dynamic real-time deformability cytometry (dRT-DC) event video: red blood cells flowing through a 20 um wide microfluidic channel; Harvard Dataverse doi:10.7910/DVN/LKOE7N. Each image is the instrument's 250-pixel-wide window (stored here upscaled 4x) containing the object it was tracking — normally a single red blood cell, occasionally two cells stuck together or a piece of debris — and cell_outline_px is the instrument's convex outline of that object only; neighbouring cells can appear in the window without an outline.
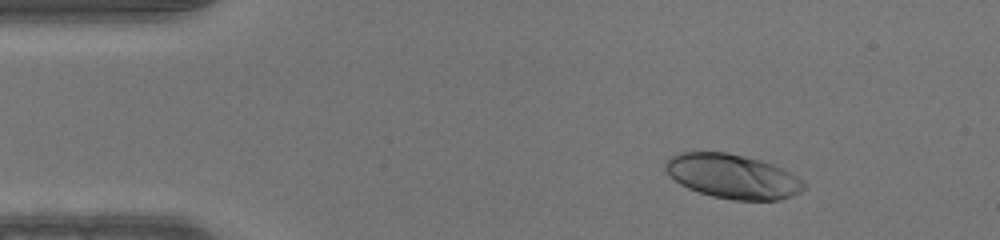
{"species": "human", "species_latin": "Homo sapiens", "temperature_condition": "warm", "stored_images_in_passage": 41, "camera_frame_rate_fps": 3000, "um_per_image_px": 0.085, "donor": {"sex": "male"}, "frame": {"image": 1, "passage_image": 1, "time_ms": 0.0, "image_size_px": [1000, 240], "cell_outline_px": [[808, 184], [800, 192], [792, 196], [780, 200], [732, 200], [712, 196], [688, 188], [680, 184], [664, 168], [664, 164], [668, 156], [680, 152], [728, 152], [760, 160], [784, 168], [804, 180]], "centroid_in_image_um": [62.3, 14.98], "position_along_channel_um": 22.7, "area_um2": 36.01}}
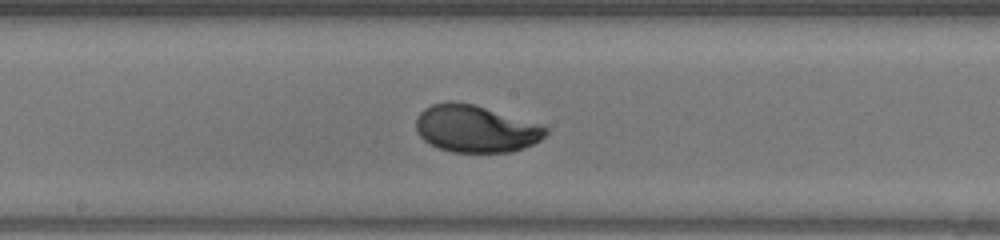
{"frame": {"image": 2, "passage_image": 19, "time_ms": 6.0, "image_size_px": [1000, 240], "cell_outline_px": [[548, 132], [540, 140], [532, 144], [512, 152], [452, 152], [440, 148], [424, 140], [416, 132], [416, 116], [424, 108], [432, 104], [448, 100], [452, 100], [472, 104], [540, 124], [548, 128]], "centroid_in_image_um": [40.4, 10.93], "position_along_channel_um": 207.8, "area_um2": 35.55}}
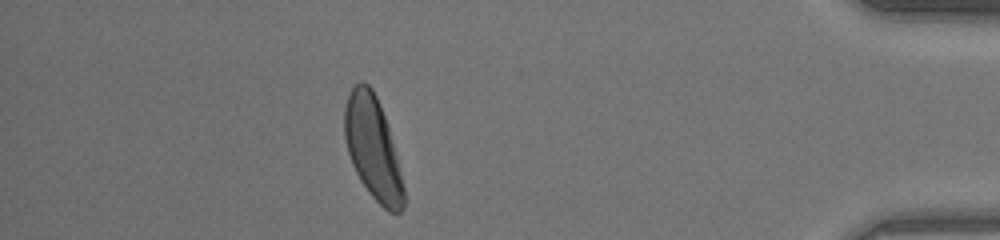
{"frame": {"image": 3, "passage_image": 36, "time_ms": 11.667, "image_size_px": [1000, 240], "cell_outline_px": [[404, 208], [400, 212], [388, 212], [368, 192], [360, 180], [352, 164], [348, 152], [344, 136], [344, 108], [348, 92], [360, 80], [364, 80], [372, 88], [380, 104], [388, 124], [404, 188]], "centroid_in_image_um": [31.67, 12.54], "position_along_channel_um": 403.5, "area_um2": 35.37}}